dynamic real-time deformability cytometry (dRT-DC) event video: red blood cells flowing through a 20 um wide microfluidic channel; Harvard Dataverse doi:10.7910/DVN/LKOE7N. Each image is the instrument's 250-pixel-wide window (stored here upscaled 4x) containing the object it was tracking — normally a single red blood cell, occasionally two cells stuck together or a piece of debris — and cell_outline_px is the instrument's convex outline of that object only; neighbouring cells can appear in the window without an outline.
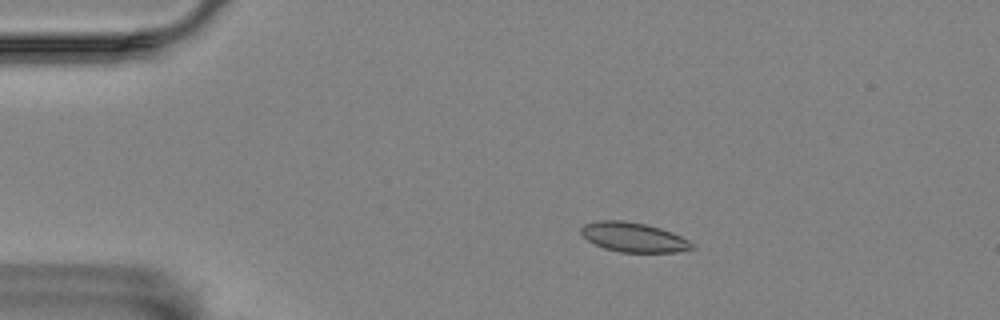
{"species": "Egyptian fruit bat (a non-hibernating species)", "species_latin": "Rousettus aegyptiacus", "temperature_condition": "room temperature", "stored_images_in_passage": 56, "camera_frame_rate_fps": 3000, "um_per_image_px": 0.085, "animal": {"sex": "female"}, "frame": {"image": 1, "passage_image": 10, "time_ms": 3.0, "image_size_px": [1000, 320], "cell_outline_px": [[696, 248], [676, 252], [620, 252], [604, 248], [588, 240], [580, 232], [580, 228], [584, 224], [596, 220], [624, 220], [648, 224], [672, 232], [688, 240]], "centroid_in_image_um": [53.84, 20.15], "position_along_channel_um": 31.2, "area_um2": 19.13}}
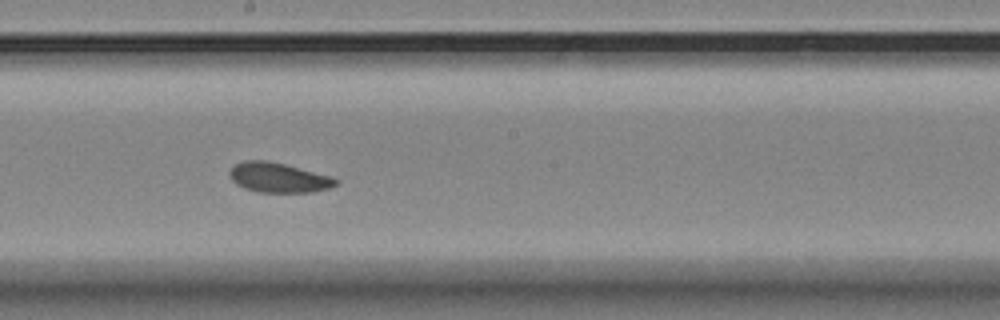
{"frame": {"image": 2, "passage_image": 31, "time_ms": 10.0, "image_size_px": [1000, 320], "cell_outline_px": [[340, 180], [336, 184], [328, 188], [312, 192], [256, 192], [244, 188], [236, 184], [228, 176], [228, 172], [236, 164], [244, 160], [268, 160], [284, 164], [328, 176]], "centroid_in_image_um": [23.61, 15.1], "position_along_channel_um": 224.6, "area_um2": 18.26}}
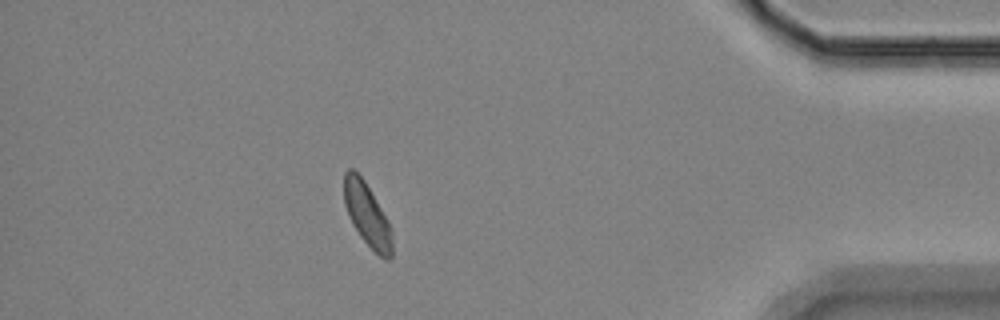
{"frame": {"image": 3, "passage_image": 50, "time_ms": 16.333, "image_size_px": [1000, 320], "cell_outline_px": [[392, 256], [388, 260], [384, 260], [360, 236], [352, 224], [344, 204], [344, 172], [348, 168], [352, 168], [364, 180], [388, 220], [392, 228]], "centroid_in_image_um": [31.21, 18.25], "position_along_channel_um": 404.0, "area_um2": 17.63}, "authors_computed_cell_mechanics": {"area_um2": 18.7272, "velocity_mm_per_s": 3.4968, "shape_relaxation_time_tau1_ms": null, "shape_relaxation_time_tau2_ms": 2.8308, "deformation_change_tau1": null, "deformation_change_tau2": 0.0789}}